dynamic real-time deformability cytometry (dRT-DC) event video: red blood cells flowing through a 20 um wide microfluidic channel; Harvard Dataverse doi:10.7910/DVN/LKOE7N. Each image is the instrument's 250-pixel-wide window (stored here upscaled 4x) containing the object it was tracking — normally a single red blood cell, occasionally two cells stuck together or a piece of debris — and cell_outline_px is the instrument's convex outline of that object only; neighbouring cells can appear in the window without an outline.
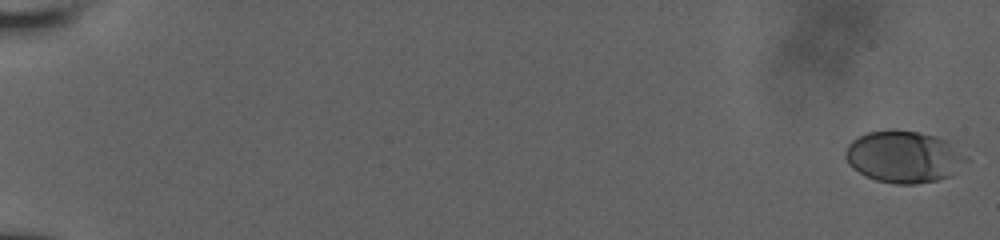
{"species": "human", "species_latin": "Homo sapiens", "temperature_condition": "room temperature", "stored_images_in_passage": 57, "camera_frame_rate_fps": 3000, "um_per_image_px": 0.085, "donor": {"sex": "male"}, "frame": {"image": 1, "passage_image": 1, "time_ms": 0.0, "image_size_px": [1000, 240], "cell_outline_px": [[968, 160], [948, 176], [936, 180], [916, 184], [896, 184], [876, 180], [864, 176], [852, 168], [848, 164], [844, 156], [844, 152], [848, 144], [852, 140], [868, 132], [888, 128], [896, 128], [920, 132], [936, 136], [948, 140]], "centroid_in_image_um": [76.75, 13.3], "position_along_channel_um": 8.2, "area_um2": 36.7}}
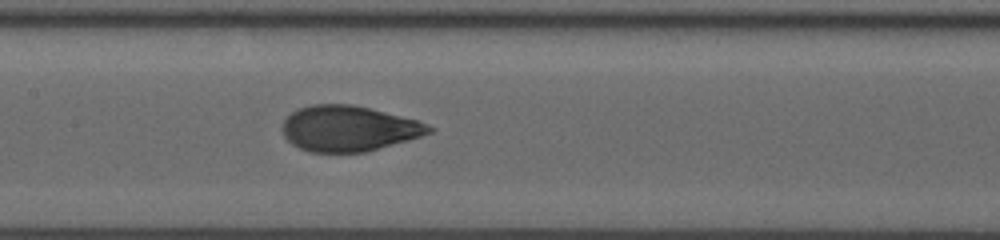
{"frame": {"image": 2, "passage_image": 31, "time_ms": 10.0, "image_size_px": [1000, 240], "cell_outline_px": [[436, 128], [432, 132], [420, 136], [364, 152], [308, 152], [292, 144], [284, 136], [280, 128], [284, 120], [296, 108], [312, 104], [352, 104], [416, 120], [428, 124]], "centroid_in_image_um": [29.58, 10.91], "position_along_channel_um": 177.8, "area_um2": 38.73}}
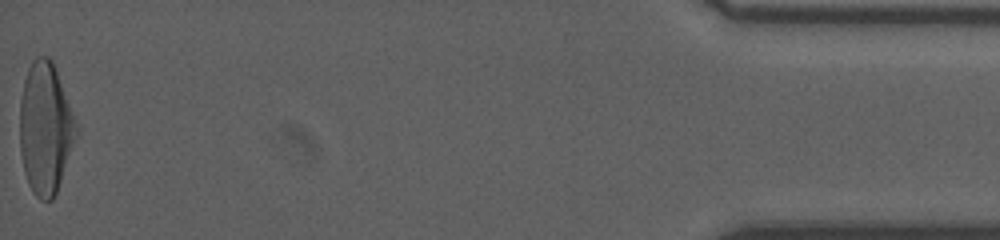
{"frame": {"image": 3, "passage_image": 57, "time_ms": 18.667, "image_size_px": [1000, 240], "cell_outline_px": [[80, 128], [56, 192], [52, 200], [40, 200], [32, 192], [28, 184], [24, 172], [20, 152], [20, 100], [24, 80], [28, 68], [32, 60], [36, 56], [48, 56], [52, 60]], "centroid_in_image_um": [3.86, 10.89], "position_along_channel_um": 431.3, "area_um2": 43.52}, "authors_computed_cell_mechanics": {"area_um2": 38.7838, "velocity_mm_per_s": 3.9247, "shape_relaxation_time_tau1_ms": 5.4389, "shape_relaxation_time_tau2_ms": null, "deformation_change_tau1": 0.2183, "deformation_change_tau2": null}}